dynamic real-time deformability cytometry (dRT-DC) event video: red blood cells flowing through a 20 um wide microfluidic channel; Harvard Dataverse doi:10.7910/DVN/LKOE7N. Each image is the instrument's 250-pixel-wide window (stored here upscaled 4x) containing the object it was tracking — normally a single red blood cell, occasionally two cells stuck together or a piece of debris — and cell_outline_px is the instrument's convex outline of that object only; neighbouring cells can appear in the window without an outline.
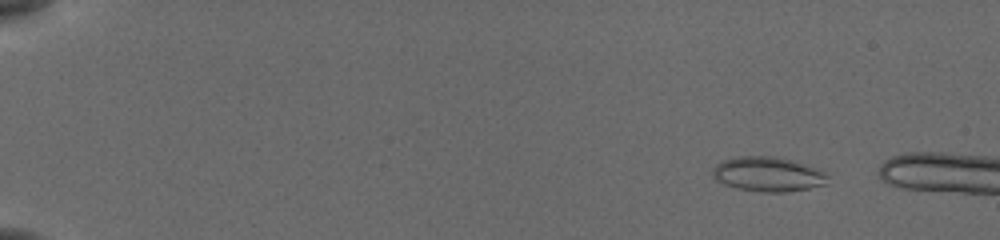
{"species": "common noctule bat (a hibernating species)", "species_latin": "Nyctalus noctula", "temperature_condition": "cold", "stored_images_in_passage": 14, "camera_frame_rate_fps": 3000, "um_per_image_px": 0.085, "animal": {"sex": "female", "body_mass_g": 19.5, "forearm_length_mm": 54.1}, "frame": {"image": 1, "passage_image": 7, "time_ms": 2.0, "image_size_px": [1000, 240], "cell_outline_px": [[824, 184], [808, 188], [784, 192], [764, 192], [736, 188], [724, 184], [716, 180], [712, 176], [712, 168], [716, 164], [724, 160], [740, 156], [776, 156], [812, 168], [820, 172], [824, 176]], "centroid_in_image_um": [65.12, 14.81], "position_along_channel_um": 19.9, "area_um2": 22.43}}